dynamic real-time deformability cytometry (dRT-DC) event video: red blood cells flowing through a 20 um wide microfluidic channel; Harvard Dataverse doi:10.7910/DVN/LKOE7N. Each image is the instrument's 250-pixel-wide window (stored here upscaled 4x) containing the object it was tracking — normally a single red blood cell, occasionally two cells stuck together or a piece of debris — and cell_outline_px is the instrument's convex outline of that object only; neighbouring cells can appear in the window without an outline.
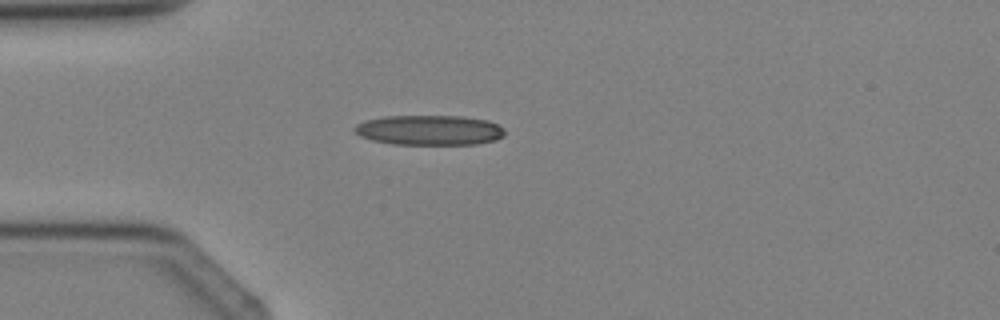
{"species": "Egyptian fruit bat (a non-hibernating species)", "species_latin": "Rousettus aegyptiacus", "temperature_condition": "cold", "stored_images_in_passage": 3, "camera_frame_rate_fps": 3000, "um_per_image_px": 0.085, "animal": {"sex": "female"}, "frame": {"image": 1, "passage_image": 3, "time_ms": 2.333, "image_size_px": [1000, 320], "cell_outline_px": [[504, 136], [496, 140], [476, 144], [392, 144], [372, 140], [360, 136], [352, 128], [356, 124], [364, 120], [384, 116], [460, 116], [488, 120], [504, 128]], "centroid_in_image_um": [36.48, 11.06], "position_along_channel_um": 48.5, "area_um2": 26.36}}